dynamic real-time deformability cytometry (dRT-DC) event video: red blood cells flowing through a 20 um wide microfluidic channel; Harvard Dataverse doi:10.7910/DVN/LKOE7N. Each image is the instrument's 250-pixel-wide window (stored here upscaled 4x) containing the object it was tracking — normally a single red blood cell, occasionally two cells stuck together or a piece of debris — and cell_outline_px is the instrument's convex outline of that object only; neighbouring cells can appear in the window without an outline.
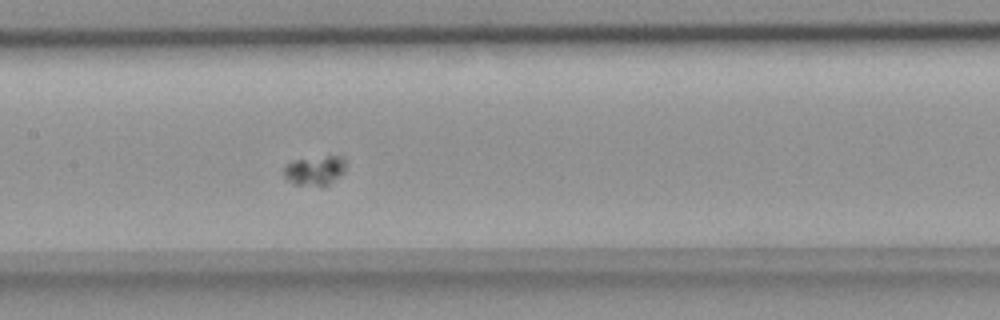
{"species": "common noctule bat (a hibernating species)", "species_latin": "Nyctalus noctula", "temperature_condition": "room temperature", "stored_images_in_passage": 35, "segment_of_instrument_passage": [2, 2], "camera_frame_rate_fps": 3000, "um_per_image_px": 0.085, "animal": {"sex": "female", "body_mass_g": 18.4}, "frame": {"image": 1, "passage_image": 7, "time_ms": 2.0, "image_size_px": [1000, 320], "cell_outline_px": [[348, 164], [344, 172], [340, 176], [328, 184], [292, 184], [284, 176], [284, 164], [296, 160], [328, 156], [344, 156], [348, 160]], "centroid_in_image_um": [26.82, 14.45], "position_along_channel_um": 180.6, "area_um2": 10.58}}
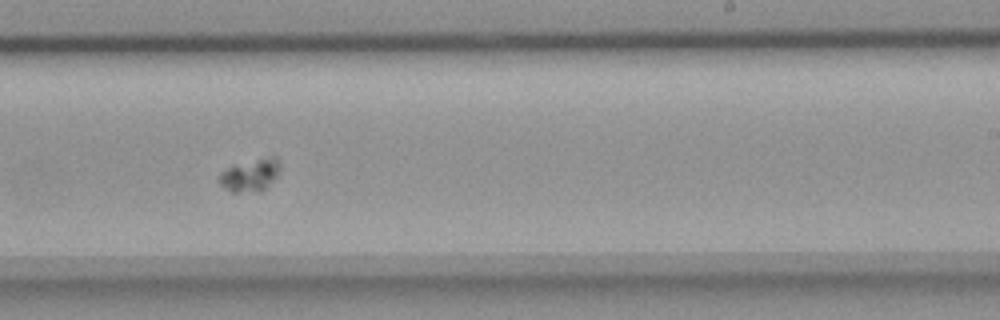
{"frame": {"image": 2, "passage_image": 14, "time_ms": 4.333, "image_size_px": [1000, 320], "cell_outline_px": [[280, 168], [276, 176], [260, 192], [232, 192], [220, 184], [220, 172], [228, 168], [272, 156], [276, 156], [280, 160]], "centroid_in_image_um": [21.31, 14.91], "position_along_channel_um": 267.7, "area_um2": 10.98}}
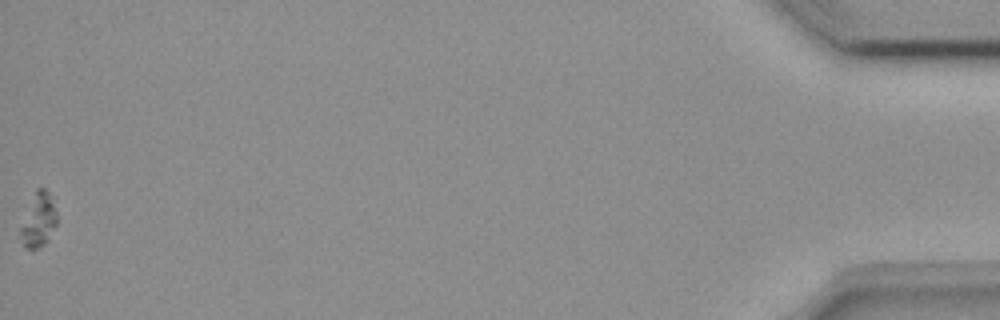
{"frame": {"image": 3, "passage_image": 35, "time_ms": 11.333, "image_size_px": [1000, 320], "cell_outline_px": [[56, 224], [44, 244], [32, 252], [24, 248], [20, 232], [20, 228], [36, 188], [44, 188], [48, 192], [56, 212]], "centroid_in_image_um": [3.25, 18.76], "position_along_channel_um": 432.0, "area_um2": 11.1}}